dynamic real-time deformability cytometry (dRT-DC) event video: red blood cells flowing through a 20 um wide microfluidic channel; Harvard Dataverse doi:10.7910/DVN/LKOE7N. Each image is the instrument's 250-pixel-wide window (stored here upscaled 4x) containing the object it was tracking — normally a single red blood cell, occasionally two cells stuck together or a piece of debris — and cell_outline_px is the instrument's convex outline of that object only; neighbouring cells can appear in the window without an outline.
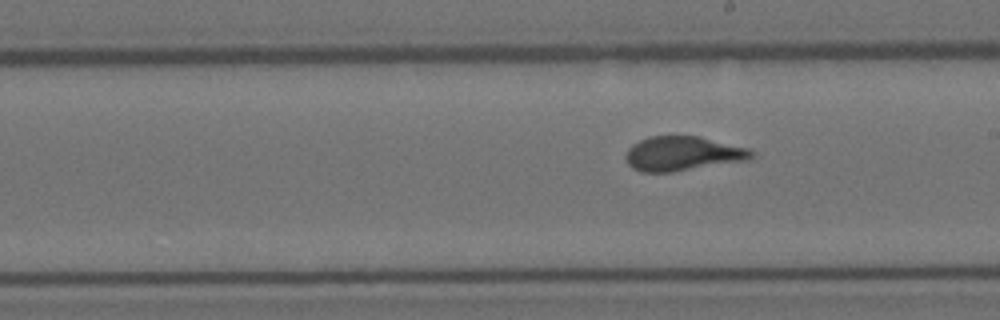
{"species": "Egyptian fruit bat (a non-hibernating species)", "species_latin": "Rousettus aegyptiacus", "temperature_condition": "room temperature", "stored_images_in_passage": 11, "segment_of_instrument_passage": [2, 2], "camera_frame_rate_fps": 3000, "um_per_image_px": 0.085, "animal": {"sex": "female"}, "frame": {"image": 1, "passage_image": 11, "time_ms": 3.333, "image_size_px": [1000, 320], "cell_outline_px": [[756, 152], [752, 160], [672, 172], [640, 172], [632, 168], [628, 164], [624, 156], [628, 148], [632, 144], [648, 136], [700, 136], [748, 148]], "centroid_in_image_um": [58.06, 13.06], "position_along_channel_um": 230.9, "area_um2": 25.66}}